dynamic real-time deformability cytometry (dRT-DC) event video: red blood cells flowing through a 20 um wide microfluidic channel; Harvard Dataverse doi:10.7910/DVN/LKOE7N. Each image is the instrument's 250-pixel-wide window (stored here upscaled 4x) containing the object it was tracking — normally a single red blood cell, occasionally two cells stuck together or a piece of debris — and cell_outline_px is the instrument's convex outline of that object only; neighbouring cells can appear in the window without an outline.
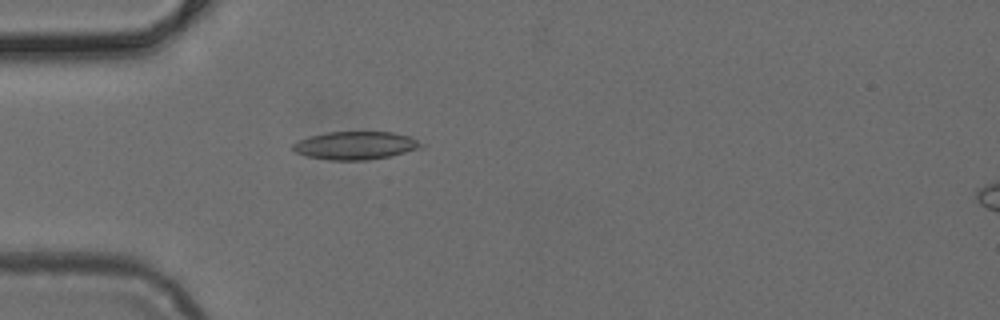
{"species": "common noctule bat (a hibernating species)", "species_latin": "Nyctalus noctula", "temperature_condition": "cold", "stored_images_in_passage": 50, "camera_frame_rate_fps": 3000, "um_per_image_px": 0.085, "animal": {"sex": "female", "body_mass_g": 24.6, "forearm_length_mm": 56.2}, "frame": {"image": 1, "passage_image": 15, "time_ms": 4.667, "image_size_px": [1000, 320], "cell_outline_px": [[428, 144], [424, 148], [392, 156], [368, 160], [332, 160], [308, 156], [296, 152], [292, 148], [292, 144], [300, 140], [312, 136], [328, 132], [392, 132], [408, 136]], "centroid_in_image_um": [30.33, 12.37], "position_along_channel_um": 54.7, "area_um2": 21.04}}
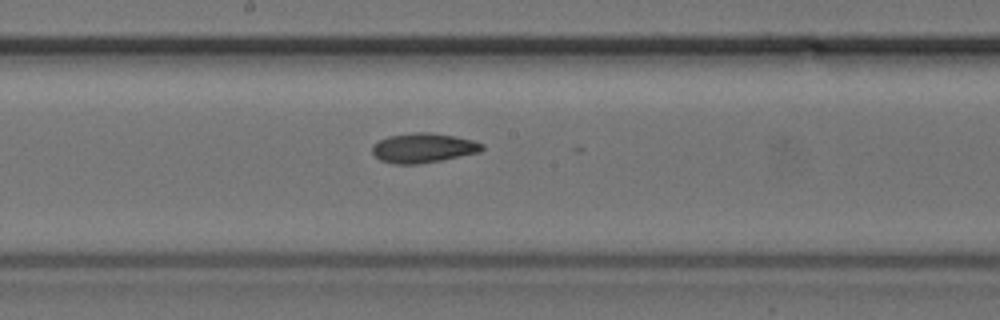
{"frame": {"image": 2, "passage_image": 27, "time_ms": 8.667, "image_size_px": [1000, 320], "cell_outline_px": [[484, 148], [480, 152], [420, 164], [396, 164], [380, 160], [372, 152], [372, 144], [388, 136], [416, 132], [428, 132], [452, 136], [472, 140], [484, 144]], "centroid_in_image_um": [35.96, 12.57], "position_along_channel_um": 212.2, "area_um2": 18.79}}
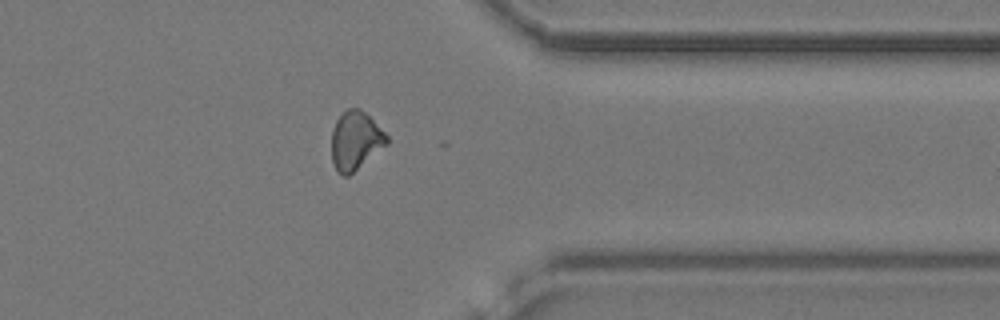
{"frame": {"image": 3, "passage_image": 40, "time_ms": 13.0, "image_size_px": [1000, 320], "cell_outline_px": [[388, 144], [348, 176], [344, 176], [336, 172], [332, 164], [332, 128], [336, 120], [348, 108], [360, 108], [388, 136]], "centroid_in_image_um": [30.19, 11.97], "position_along_channel_um": 381.2, "area_um2": 18.73}}